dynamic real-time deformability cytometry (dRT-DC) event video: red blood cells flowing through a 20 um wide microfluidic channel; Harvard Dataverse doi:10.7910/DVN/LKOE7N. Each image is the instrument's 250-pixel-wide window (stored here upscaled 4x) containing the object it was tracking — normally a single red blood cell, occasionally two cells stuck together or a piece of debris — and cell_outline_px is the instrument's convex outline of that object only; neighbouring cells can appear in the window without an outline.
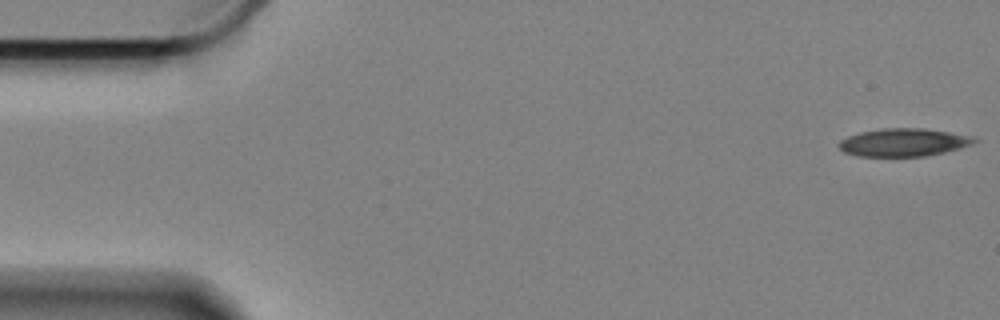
{"species": "Egyptian fruit bat (a non-hibernating species)", "species_latin": "Rousettus aegyptiacus", "temperature_condition": "cold", "stored_images_in_passage": 59, "camera_frame_rate_fps": 3000, "um_per_image_px": 0.085, "animal": {"sex": "female"}, "frame": {"image": 1, "passage_image": 1, "time_ms": 0.0, "image_size_px": [1000, 320], "cell_outline_px": [[980, 140], [972, 144], [960, 148], [944, 152], [924, 156], [856, 156], [844, 152], [840, 148], [840, 140], [848, 136], [860, 132], [884, 128], [924, 128], [976, 136]], "centroid_in_image_um": [76.86, 12.09], "position_along_channel_um": 8.1, "area_um2": 22.08}}
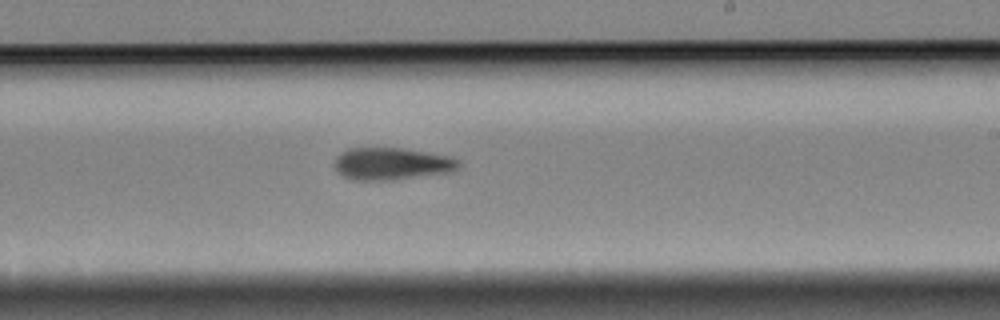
{"frame": {"image": 2, "passage_image": 34, "time_ms": 11.0, "image_size_px": [1000, 320], "cell_outline_px": [[460, 164], [452, 172], [384, 180], [356, 180], [344, 176], [336, 168], [336, 156], [340, 152], [348, 148], [404, 148], [448, 156], [460, 160]], "centroid_in_image_um": [33.3, 13.9], "position_along_channel_um": 255.7, "area_um2": 22.95}}
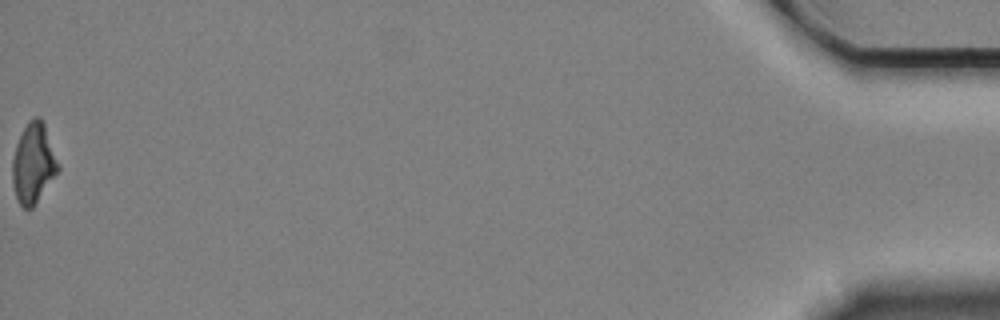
{"frame": {"image": 3, "passage_image": 59, "time_ms": 19.333, "image_size_px": [1000, 320], "cell_outline_px": [[60, 168], [32, 208], [24, 208], [20, 204], [16, 196], [12, 180], [12, 160], [16, 144], [28, 120], [32, 116], [40, 116], [44, 120], [60, 164]], "centroid_in_image_um": [2.86, 13.81], "position_along_channel_um": 432.3, "area_um2": 21.44}, "authors_computed_cell_mechanics": {"area_um2": 22.7154, "velocity_mm_per_s": 3.3411, "shape_relaxation_time_tau1_ms": 3.6759, "shape_relaxation_time_tau2_ms": null, "deformation_change_tau1": 0.1149, "deformation_change_tau2": null}}